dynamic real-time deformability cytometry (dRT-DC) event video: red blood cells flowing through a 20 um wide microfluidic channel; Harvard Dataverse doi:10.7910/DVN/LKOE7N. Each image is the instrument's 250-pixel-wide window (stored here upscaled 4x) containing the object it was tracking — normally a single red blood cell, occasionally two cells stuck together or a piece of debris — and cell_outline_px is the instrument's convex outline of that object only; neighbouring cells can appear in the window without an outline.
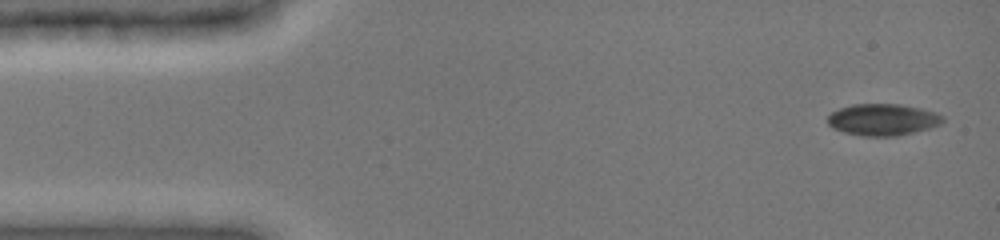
{"species": "common noctule bat (a hibernating species)", "species_latin": "Nyctalus noctula", "temperature_condition": "cold", "stored_images_in_passage": 8, "camera_frame_rate_fps": 3000, "um_per_image_px": 0.085, "animal": {"sex": "female", "body_mass_g": 19.0, "forearm_length_mm": 51.5}, "frame": {"image": 1, "passage_image": 1, "time_ms": 0.0, "image_size_px": [1000, 240], "cell_outline_px": [[944, 120], [940, 124], [928, 128], [896, 136], [860, 136], [844, 132], [832, 128], [828, 124], [828, 116], [832, 112], [840, 108], [852, 104], [900, 104], [920, 108], [936, 112], [944, 116]], "centroid_in_image_um": [75.02, 10.16], "position_along_channel_um": 10.0, "area_um2": 21.21}}
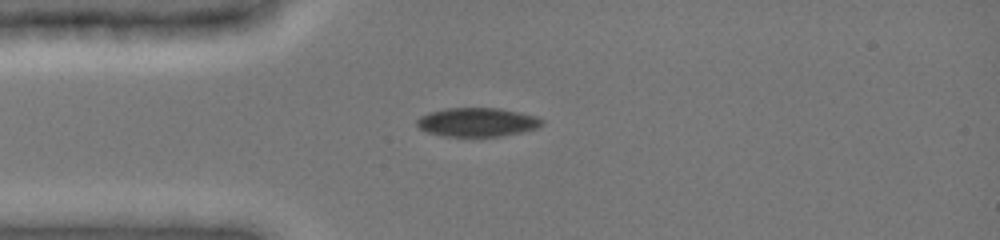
{"frame": {"image": 2, "passage_image": 5, "time_ms": 3.333, "image_size_px": [1000, 240], "cell_outline_px": [[544, 124], [536, 128], [520, 132], [500, 136], [444, 136], [428, 132], [420, 128], [416, 124], [416, 120], [420, 116], [428, 112], [444, 108], [500, 108], [536, 116], [544, 120]], "centroid_in_image_um": [40.55, 10.37], "position_along_channel_um": 44.5, "area_um2": 20.98}}
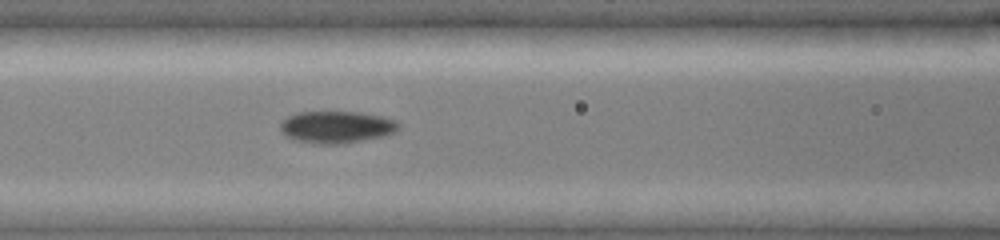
{"frame": {"image": 3, "passage_image": 8, "time_ms": 6.0, "image_size_px": [1000, 240], "cell_outline_px": [[400, 128], [396, 132], [384, 136], [344, 144], [320, 144], [296, 140], [284, 136], [280, 132], [280, 124], [288, 116], [296, 112], [360, 112], [384, 116], [396, 120], [400, 124]], "centroid_in_image_um": [28.63, 10.8], "position_along_channel_um": 138.0, "area_um2": 22.43}}